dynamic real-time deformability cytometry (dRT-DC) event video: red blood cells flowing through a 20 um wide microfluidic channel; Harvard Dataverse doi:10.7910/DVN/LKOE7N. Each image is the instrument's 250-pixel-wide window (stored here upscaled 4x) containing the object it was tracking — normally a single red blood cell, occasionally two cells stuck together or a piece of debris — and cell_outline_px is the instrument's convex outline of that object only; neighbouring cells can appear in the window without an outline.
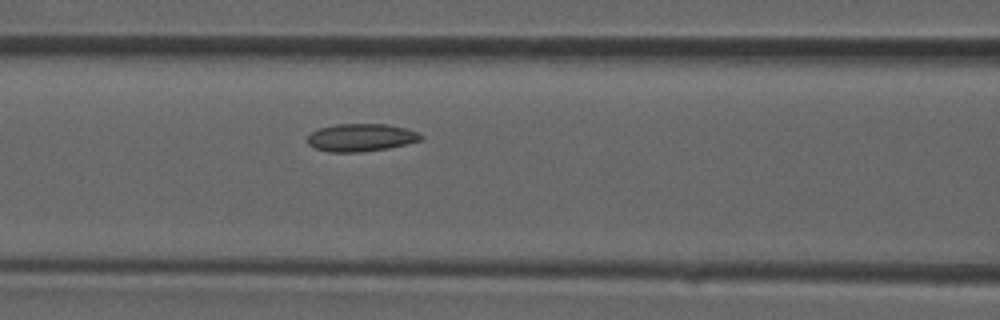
{"species": "common noctule bat (a hibernating species)", "species_latin": "Nyctalus noctula", "temperature_condition": "room temperature", "stored_images_in_passage": 36, "camera_frame_rate_fps": 3000, "um_per_image_px": 0.085, "animal": {"sex": "male", "forearm_length_mm": 52.5}, "frame": {"image": 1, "passage_image": 15, "time_ms": 4.667, "image_size_px": [1000, 320], "cell_outline_px": [[424, 140], [388, 148], [360, 152], [328, 152], [316, 148], [308, 144], [308, 136], [312, 132], [320, 128], [336, 124], [388, 124], [404, 128], [416, 132], [424, 136]], "centroid_in_image_um": [30.71, 11.69], "position_along_channel_um": 135.9, "area_um2": 18.26}}
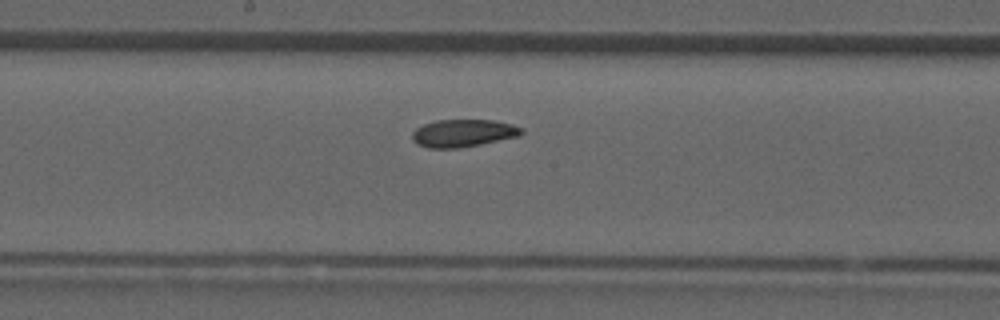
{"frame": {"image": 2, "passage_image": 19, "time_ms": 6.0, "image_size_px": [1000, 320], "cell_outline_px": [[524, 132], [520, 136], [480, 144], [456, 148], [428, 148], [416, 144], [412, 140], [412, 132], [416, 128], [424, 124], [436, 120], [496, 120], [512, 124], [524, 128]], "centroid_in_image_um": [39.38, 11.31], "position_along_channel_um": 208.8, "area_um2": 17.69}}
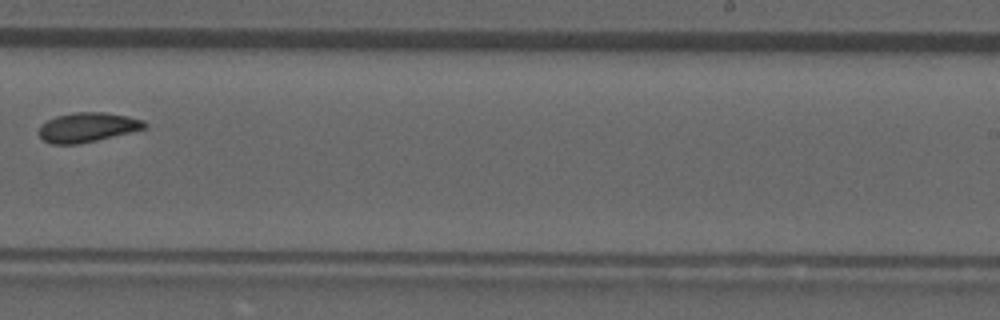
{"frame": {"image": 3, "passage_image": 23, "time_ms": 7.333, "image_size_px": [1000, 320], "cell_outline_px": [[148, 128], [96, 140], [76, 144], [52, 144], [44, 140], [40, 136], [40, 128], [48, 120], [56, 116], [76, 112], [104, 112], [144, 120], [148, 124]], "centroid_in_image_um": [7.48, 10.82], "position_along_channel_um": 281.5, "area_um2": 17.86}}